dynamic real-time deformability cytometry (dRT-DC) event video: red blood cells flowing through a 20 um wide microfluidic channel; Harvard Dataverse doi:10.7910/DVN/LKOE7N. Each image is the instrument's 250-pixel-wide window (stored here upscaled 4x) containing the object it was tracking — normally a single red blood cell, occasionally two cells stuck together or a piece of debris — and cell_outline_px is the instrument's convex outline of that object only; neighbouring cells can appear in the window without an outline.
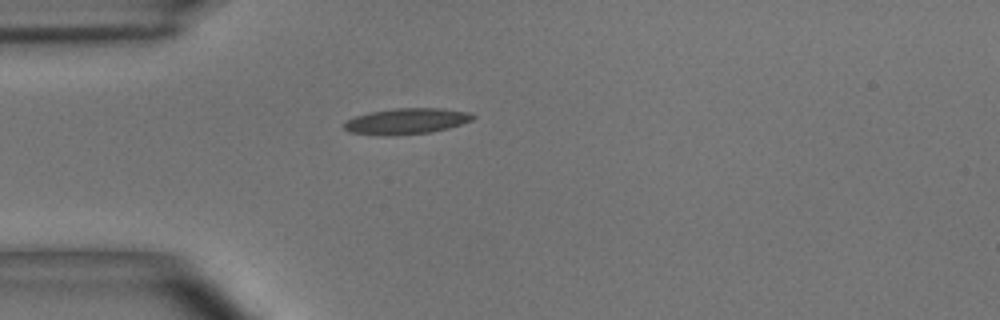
{"species": "common noctule bat (a hibernating species)", "species_latin": "Nyctalus noctula", "temperature_condition": "room temperature", "stored_images_in_passage": 40, "camera_frame_rate_fps": 3000, "um_per_image_px": 0.085, "animal": {"sex": "male", "body_mass_g": 15.6}, "frame": {"image": 1, "passage_image": 1, "time_ms": 0.0, "image_size_px": [1000, 320], "cell_outline_px": [[476, 116], [472, 120], [448, 128], [432, 132], [396, 136], [380, 136], [348, 132], [344, 128], [344, 124], [348, 120], [356, 116], [368, 112], [396, 108], [440, 108], [468, 112]], "centroid_in_image_um": [34.52, 10.31], "position_along_channel_um": 50.5, "area_um2": 19.59}}
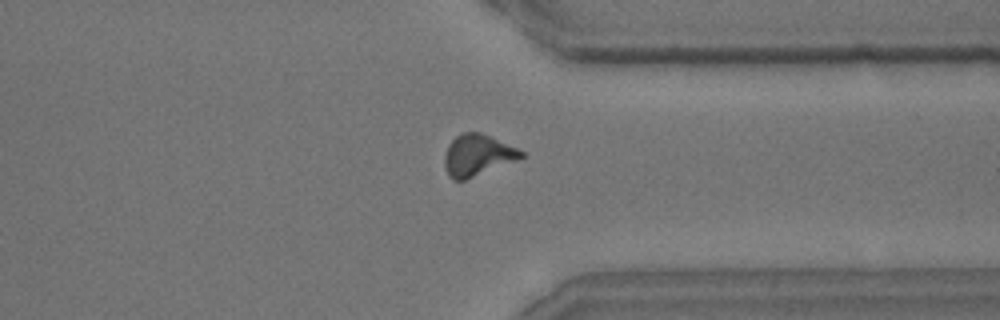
{"frame": {"image": 2, "passage_image": 28, "time_ms": 9.0, "image_size_px": [1000, 320], "cell_outline_px": [[524, 156], [464, 180], [452, 180], [448, 176], [444, 164], [444, 156], [448, 144], [460, 132], [480, 132], [492, 136], [524, 152]], "centroid_in_image_um": [40.53, 13.16], "position_along_channel_um": 370.9, "area_um2": 18.21}}
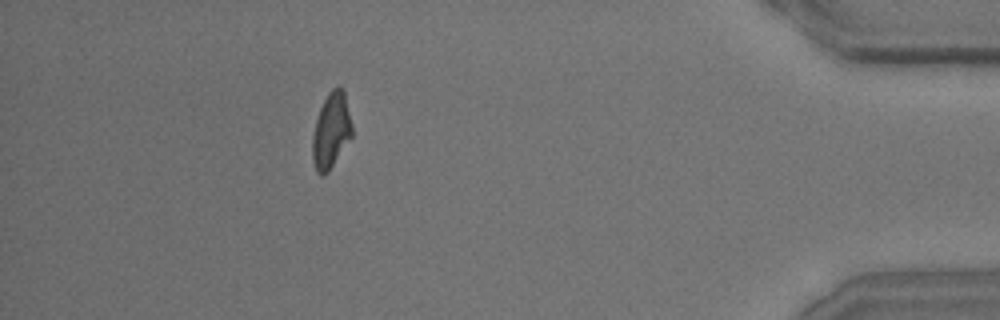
{"frame": {"image": 3, "passage_image": 35, "time_ms": 11.333, "image_size_px": [1000, 320], "cell_outline_px": [[352, 136], [328, 172], [324, 176], [320, 176], [316, 172], [312, 160], [312, 136], [316, 120], [320, 108], [328, 92], [336, 84], [340, 84], [344, 88], [352, 124]], "centroid_in_image_um": [28.15, 11.07], "position_along_channel_um": 407.1, "area_um2": 17.74}, "authors_computed_cell_mechanics": {"area_um2": 17.9469, "velocity_mm_per_s": 3.682, "shape_relaxation_time_tau1_ms": 7.0196, "shape_relaxation_time_tau2_ms": 2.4634, "deformation_change_tau1": 0.1929, "deformation_change_tau2": 0.1031}}